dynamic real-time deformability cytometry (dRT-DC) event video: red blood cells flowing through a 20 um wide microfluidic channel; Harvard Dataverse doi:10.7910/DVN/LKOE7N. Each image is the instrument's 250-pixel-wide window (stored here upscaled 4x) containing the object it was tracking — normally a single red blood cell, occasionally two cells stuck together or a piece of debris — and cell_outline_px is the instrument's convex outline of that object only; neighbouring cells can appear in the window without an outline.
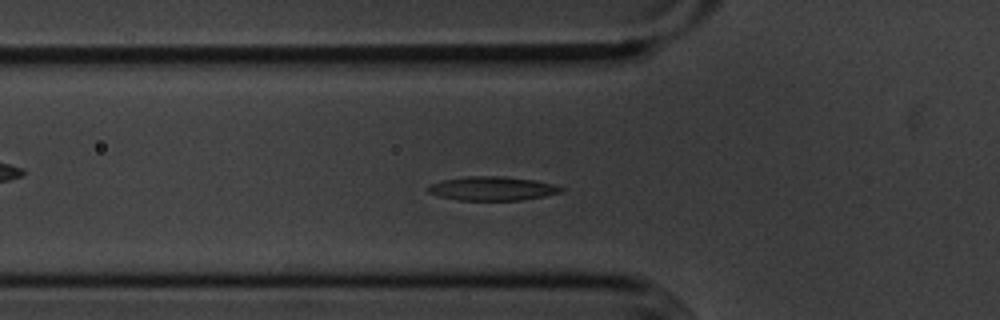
{"species": "common noctule bat (a hibernating species)", "species_latin": "Nyctalus noctula", "temperature_condition": "cold", "stored_images_in_passage": 54, "segment_of_instrument_passage": [1, 2], "camera_frame_rate_fps": 3000, "um_per_image_px": 0.085, "animal": {"sex": "male", "body_mass_g": 20.1, "forearm_length_mm": 53.5}, "frame": {"image": 1, "passage_image": 16, "time_ms": 5.0, "image_size_px": [1000, 320], "cell_outline_px": [[564, 188], [560, 192], [544, 196], [520, 200], [456, 200], [440, 196], [428, 192], [424, 188], [432, 184], [444, 180], [468, 176], [504, 176], [536, 180], [556, 184]], "centroid_in_image_um": [41.86, 16.02], "position_along_channel_um": 83.9, "area_um2": 18.55}}
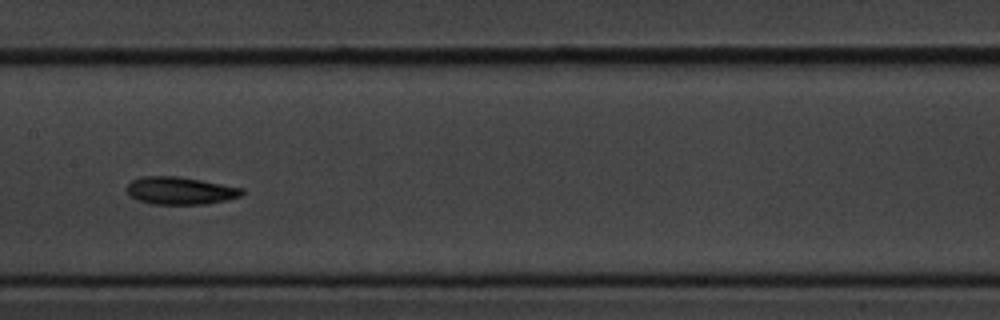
{"frame": {"image": 2, "passage_image": 25, "time_ms": 8.0, "image_size_px": [1000, 320], "cell_outline_px": [[244, 192], [240, 196], [228, 200], [204, 204], [152, 204], [136, 200], [128, 192], [128, 184], [132, 180], [140, 176], [180, 176], [244, 188]], "centroid_in_image_um": [15.33, 16.2], "position_along_channel_um": 192.1, "area_um2": 18.55}}
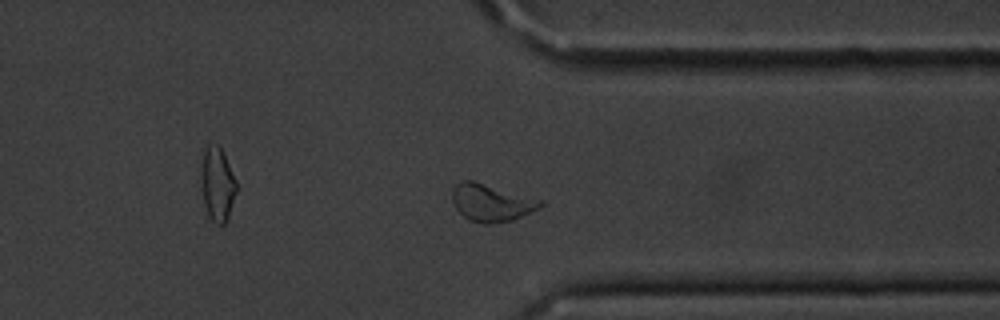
{"frame": {"image": 3, "passage_image": 40, "time_ms": 13.0, "image_size_px": [1000, 320], "cell_outline_px": [[544, 204], [512, 220], [488, 224], [484, 224], [468, 220], [456, 208], [452, 200], [452, 188], [460, 180], [472, 180], [544, 200]], "centroid_in_image_um": [41.72, 17.21], "position_along_channel_um": 369.7, "area_um2": 19.02}}